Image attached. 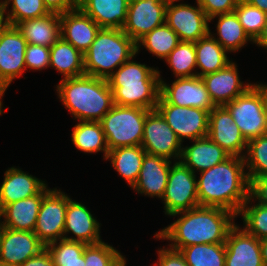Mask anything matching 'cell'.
<instances>
[{"instance_id": "603a6c76", "label": "cell", "mask_w": 267, "mask_h": 266, "mask_svg": "<svg viewBox=\"0 0 267 266\" xmlns=\"http://www.w3.org/2000/svg\"><path fill=\"white\" fill-rule=\"evenodd\" d=\"M46 185L37 195L12 202L0 211L1 226L18 231H34L44 195L50 190Z\"/></svg>"}, {"instance_id": "7a4b0ae2", "label": "cell", "mask_w": 267, "mask_h": 266, "mask_svg": "<svg viewBox=\"0 0 267 266\" xmlns=\"http://www.w3.org/2000/svg\"><path fill=\"white\" fill-rule=\"evenodd\" d=\"M245 168L243 157L230 156L200 172L197 179L199 205L224 208L238 217L249 198L250 182Z\"/></svg>"}, {"instance_id": "1f68e13d", "label": "cell", "mask_w": 267, "mask_h": 266, "mask_svg": "<svg viewBox=\"0 0 267 266\" xmlns=\"http://www.w3.org/2000/svg\"><path fill=\"white\" fill-rule=\"evenodd\" d=\"M71 141L79 151L92 154L102 152L104 159L109 152L100 121H79L73 127Z\"/></svg>"}, {"instance_id": "db71d44e", "label": "cell", "mask_w": 267, "mask_h": 266, "mask_svg": "<svg viewBox=\"0 0 267 266\" xmlns=\"http://www.w3.org/2000/svg\"><path fill=\"white\" fill-rule=\"evenodd\" d=\"M264 103H265V113H266V120H267V84H264Z\"/></svg>"}, {"instance_id": "7402d4cb", "label": "cell", "mask_w": 267, "mask_h": 266, "mask_svg": "<svg viewBox=\"0 0 267 266\" xmlns=\"http://www.w3.org/2000/svg\"><path fill=\"white\" fill-rule=\"evenodd\" d=\"M171 165L169 159L145 153L139 177L132 189L138 194L162 199Z\"/></svg>"}, {"instance_id": "5b68a950", "label": "cell", "mask_w": 267, "mask_h": 266, "mask_svg": "<svg viewBox=\"0 0 267 266\" xmlns=\"http://www.w3.org/2000/svg\"><path fill=\"white\" fill-rule=\"evenodd\" d=\"M136 56V43L122 29L101 28L83 54L86 75L107 79Z\"/></svg>"}, {"instance_id": "c3c4849f", "label": "cell", "mask_w": 267, "mask_h": 266, "mask_svg": "<svg viewBox=\"0 0 267 266\" xmlns=\"http://www.w3.org/2000/svg\"><path fill=\"white\" fill-rule=\"evenodd\" d=\"M253 43L259 47H264L263 49L267 50V19L266 23L263 26L262 32Z\"/></svg>"}, {"instance_id": "9a60e30c", "label": "cell", "mask_w": 267, "mask_h": 266, "mask_svg": "<svg viewBox=\"0 0 267 266\" xmlns=\"http://www.w3.org/2000/svg\"><path fill=\"white\" fill-rule=\"evenodd\" d=\"M168 0H130L123 32L135 43L165 24Z\"/></svg>"}, {"instance_id": "d590c367", "label": "cell", "mask_w": 267, "mask_h": 266, "mask_svg": "<svg viewBox=\"0 0 267 266\" xmlns=\"http://www.w3.org/2000/svg\"><path fill=\"white\" fill-rule=\"evenodd\" d=\"M58 241L45 246L52 257L54 266H85L83 252L88 244L66 239Z\"/></svg>"}, {"instance_id": "60d3db41", "label": "cell", "mask_w": 267, "mask_h": 266, "mask_svg": "<svg viewBox=\"0 0 267 266\" xmlns=\"http://www.w3.org/2000/svg\"><path fill=\"white\" fill-rule=\"evenodd\" d=\"M234 12L243 26L245 33L254 42L262 32L263 26L266 23L267 14L245 0H239Z\"/></svg>"}, {"instance_id": "681fc988", "label": "cell", "mask_w": 267, "mask_h": 266, "mask_svg": "<svg viewBox=\"0 0 267 266\" xmlns=\"http://www.w3.org/2000/svg\"><path fill=\"white\" fill-rule=\"evenodd\" d=\"M267 14V0H245Z\"/></svg>"}, {"instance_id": "b9f144b4", "label": "cell", "mask_w": 267, "mask_h": 266, "mask_svg": "<svg viewBox=\"0 0 267 266\" xmlns=\"http://www.w3.org/2000/svg\"><path fill=\"white\" fill-rule=\"evenodd\" d=\"M50 63V48L40 45L27 44L25 50L26 69L43 70L48 69Z\"/></svg>"}, {"instance_id": "f1b7e54d", "label": "cell", "mask_w": 267, "mask_h": 266, "mask_svg": "<svg viewBox=\"0 0 267 266\" xmlns=\"http://www.w3.org/2000/svg\"><path fill=\"white\" fill-rule=\"evenodd\" d=\"M197 76L202 77L226 67L232 62L227 57L228 52L208 33L195 42Z\"/></svg>"}, {"instance_id": "277c9868", "label": "cell", "mask_w": 267, "mask_h": 266, "mask_svg": "<svg viewBox=\"0 0 267 266\" xmlns=\"http://www.w3.org/2000/svg\"><path fill=\"white\" fill-rule=\"evenodd\" d=\"M132 59L107 78L114 104L154 110L160 96L158 69Z\"/></svg>"}, {"instance_id": "cb8c5ba5", "label": "cell", "mask_w": 267, "mask_h": 266, "mask_svg": "<svg viewBox=\"0 0 267 266\" xmlns=\"http://www.w3.org/2000/svg\"><path fill=\"white\" fill-rule=\"evenodd\" d=\"M46 185L45 181L15 166L7 169L0 186V211L12 202L37 195Z\"/></svg>"}, {"instance_id": "8d00e7d4", "label": "cell", "mask_w": 267, "mask_h": 266, "mask_svg": "<svg viewBox=\"0 0 267 266\" xmlns=\"http://www.w3.org/2000/svg\"><path fill=\"white\" fill-rule=\"evenodd\" d=\"M164 60L176 78L197 76L195 42L180 41Z\"/></svg>"}, {"instance_id": "f5cc1de1", "label": "cell", "mask_w": 267, "mask_h": 266, "mask_svg": "<svg viewBox=\"0 0 267 266\" xmlns=\"http://www.w3.org/2000/svg\"><path fill=\"white\" fill-rule=\"evenodd\" d=\"M5 91H6L5 88L0 87V115L5 113L4 111L6 110V109H3V104H2V102H3L2 98H3V95L5 94Z\"/></svg>"}, {"instance_id": "bcb514c9", "label": "cell", "mask_w": 267, "mask_h": 266, "mask_svg": "<svg viewBox=\"0 0 267 266\" xmlns=\"http://www.w3.org/2000/svg\"><path fill=\"white\" fill-rule=\"evenodd\" d=\"M49 12L62 14L78 7V0H42Z\"/></svg>"}, {"instance_id": "ba28073f", "label": "cell", "mask_w": 267, "mask_h": 266, "mask_svg": "<svg viewBox=\"0 0 267 266\" xmlns=\"http://www.w3.org/2000/svg\"><path fill=\"white\" fill-rule=\"evenodd\" d=\"M165 214L172 215L198 207L197 177L180 161L171 165L168 182L161 199Z\"/></svg>"}, {"instance_id": "30bf717a", "label": "cell", "mask_w": 267, "mask_h": 266, "mask_svg": "<svg viewBox=\"0 0 267 266\" xmlns=\"http://www.w3.org/2000/svg\"><path fill=\"white\" fill-rule=\"evenodd\" d=\"M156 109L183 143L208 135L209 111L194 107H179L167 103L161 96Z\"/></svg>"}, {"instance_id": "484cf974", "label": "cell", "mask_w": 267, "mask_h": 266, "mask_svg": "<svg viewBox=\"0 0 267 266\" xmlns=\"http://www.w3.org/2000/svg\"><path fill=\"white\" fill-rule=\"evenodd\" d=\"M130 0H78V7L101 28L122 29Z\"/></svg>"}, {"instance_id": "d4e9b609", "label": "cell", "mask_w": 267, "mask_h": 266, "mask_svg": "<svg viewBox=\"0 0 267 266\" xmlns=\"http://www.w3.org/2000/svg\"><path fill=\"white\" fill-rule=\"evenodd\" d=\"M191 146L182 147L180 162L193 173L208 170L222 163L230 155L208 136L192 140Z\"/></svg>"}, {"instance_id": "6da1fadb", "label": "cell", "mask_w": 267, "mask_h": 266, "mask_svg": "<svg viewBox=\"0 0 267 266\" xmlns=\"http://www.w3.org/2000/svg\"><path fill=\"white\" fill-rule=\"evenodd\" d=\"M177 220L155 233V238L169 240V248L179 251L195 244L225 243L237 217L220 207L198 206L170 216Z\"/></svg>"}, {"instance_id": "4fadbf2b", "label": "cell", "mask_w": 267, "mask_h": 266, "mask_svg": "<svg viewBox=\"0 0 267 266\" xmlns=\"http://www.w3.org/2000/svg\"><path fill=\"white\" fill-rule=\"evenodd\" d=\"M27 41L17 26L6 24L0 32V87L7 89L20 78L25 66Z\"/></svg>"}, {"instance_id": "e0dca14e", "label": "cell", "mask_w": 267, "mask_h": 266, "mask_svg": "<svg viewBox=\"0 0 267 266\" xmlns=\"http://www.w3.org/2000/svg\"><path fill=\"white\" fill-rule=\"evenodd\" d=\"M44 248L45 245L32 231L5 227L0 230V265L19 266Z\"/></svg>"}, {"instance_id": "8992f818", "label": "cell", "mask_w": 267, "mask_h": 266, "mask_svg": "<svg viewBox=\"0 0 267 266\" xmlns=\"http://www.w3.org/2000/svg\"><path fill=\"white\" fill-rule=\"evenodd\" d=\"M149 110L135 106H114L100 120L109 150L141 146Z\"/></svg>"}, {"instance_id": "7dc6e473", "label": "cell", "mask_w": 267, "mask_h": 266, "mask_svg": "<svg viewBox=\"0 0 267 266\" xmlns=\"http://www.w3.org/2000/svg\"><path fill=\"white\" fill-rule=\"evenodd\" d=\"M19 266H54V264L49 251L45 247L37 255L29 258Z\"/></svg>"}, {"instance_id": "4316f807", "label": "cell", "mask_w": 267, "mask_h": 266, "mask_svg": "<svg viewBox=\"0 0 267 266\" xmlns=\"http://www.w3.org/2000/svg\"><path fill=\"white\" fill-rule=\"evenodd\" d=\"M16 26L27 44L50 48L61 37L60 14L54 12L40 18L24 20Z\"/></svg>"}, {"instance_id": "e575fe53", "label": "cell", "mask_w": 267, "mask_h": 266, "mask_svg": "<svg viewBox=\"0 0 267 266\" xmlns=\"http://www.w3.org/2000/svg\"><path fill=\"white\" fill-rule=\"evenodd\" d=\"M9 5H12L10 10L7 9ZM0 7L6 13L4 16L7 24L14 26L24 20L40 18L50 13L42 0H0Z\"/></svg>"}, {"instance_id": "44dd1931", "label": "cell", "mask_w": 267, "mask_h": 266, "mask_svg": "<svg viewBox=\"0 0 267 266\" xmlns=\"http://www.w3.org/2000/svg\"><path fill=\"white\" fill-rule=\"evenodd\" d=\"M61 37L84 54L101 27L79 7L60 14Z\"/></svg>"}, {"instance_id": "ffe728a7", "label": "cell", "mask_w": 267, "mask_h": 266, "mask_svg": "<svg viewBox=\"0 0 267 266\" xmlns=\"http://www.w3.org/2000/svg\"><path fill=\"white\" fill-rule=\"evenodd\" d=\"M69 233L75 236L68 237L67 234ZM63 239L86 244L102 242L100 223L84 204L71 198L68 201L66 210Z\"/></svg>"}, {"instance_id": "2e32d148", "label": "cell", "mask_w": 267, "mask_h": 266, "mask_svg": "<svg viewBox=\"0 0 267 266\" xmlns=\"http://www.w3.org/2000/svg\"><path fill=\"white\" fill-rule=\"evenodd\" d=\"M207 136L230 156L244 157L247 141L224 106H215L209 112Z\"/></svg>"}, {"instance_id": "5bb4252c", "label": "cell", "mask_w": 267, "mask_h": 266, "mask_svg": "<svg viewBox=\"0 0 267 266\" xmlns=\"http://www.w3.org/2000/svg\"><path fill=\"white\" fill-rule=\"evenodd\" d=\"M160 96L169 104L211 111L213 104L201 77L176 78L172 84L163 81L160 71ZM171 85V86H170Z\"/></svg>"}, {"instance_id": "7c38bea8", "label": "cell", "mask_w": 267, "mask_h": 266, "mask_svg": "<svg viewBox=\"0 0 267 266\" xmlns=\"http://www.w3.org/2000/svg\"><path fill=\"white\" fill-rule=\"evenodd\" d=\"M168 1L165 23L173 29L181 42H197L210 30L209 19L197 1L196 6Z\"/></svg>"}, {"instance_id": "ee69618b", "label": "cell", "mask_w": 267, "mask_h": 266, "mask_svg": "<svg viewBox=\"0 0 267 266\" xmlns=\"http://www.w3.org/2000/svg\"><path fill=\"white\" fill-rule=\"evenodd\" d=\"M158 251V262L154 266H188L180 251L163 247Z\"/></svg>"}, {"instance_id": "9c48e42d", "label": "cell", "mask_w": 267, "mask_h": 266, "mask_svg": "<svg viewBox=\"0 0 267 266\" xmlns=\"http://www.w3.org/2000/svg\"><path fill=\"white\" fill-rule=\"evenodd\" d=\"M141 146L148 154L178 162L184 145L160 112L154 109L147 112Z\"/></svg>"}, {"instance_id": "3957f363", "label": "cell", "mask_w": 267, "mask_h": 266, "mask_svg": "<svg viewBox=\"0 0 267 266\" xmlns=\"http://www.w3.org/2000/svg\"><path fill=\"white\" fill-rule=\"evenodd\" d=\"M56 86L58 98L78 121H100L114 106L107 79L84 74L61 79Z\"/></svg>"}, {"instance_id": "4dcf8cb0", "label": "cell", "mask_w": 267, "mask_h": 266, "mask_svg": "<svg viewBox=\"0 0 267 266\" xmlns=\"http://www.w3.org/2000/svg\"><path fill=\"white\" fill-rule=\"evenodd\" d=\"M216 20V28H217V38L216 34H212L211 30L209 33L211 35H215L214 39L228 52H236L240 50L242 47L246 46L245 44L253 41L249 38V36L245 33L243 26L239 22V19L235 12L225 13L221 15H217L212 17L209 22Z\"/></svg>"}, {"instance_id": "ab89813d", "label": "cell", "mask_w": 267, "mask_h": 266, "mask_svg": "<svg viewBox=\"0 0 267 266\" xmlns=\"http://www.w3.org/2000/svg\"><path fill=\"white\" fill-rule=\"evenodd\" d=\"M85 266H125V257L112 245L100 242L88 244L83 252Z\"/></svg>"}, {"instance_id": "d6986e66", "label": "cell", "mask_w": 267, "mask_h": 266, "mask_svg": "<svg viewBox=\"0 0 267 266\" xmlns=\"http://www.w3.org/2000/svg\"><path fill=\"white\" fill-rule=\"evenodd\" d=\"M225 266H264L260 240L235 224L228 232Z\"/></svg>"}, {"instance_id": "8fae6325", "label": "cell", "mask_w": 267, "mask_h": 266, "mask_svg": "<svg viewBox=\"0 0 267 266\" xmlns=\"http://www.w3.org/2000/svg\"><path fill=\"white\" fill-rule=\"evenodd\" d=\"M69 199L70 196L57 188L44 195L33 232L45 246L63 239Z\"/></svg>"}, {"instance_id": "7bdbcfd3", "label": "cell", "mask_w": 267, "mask_h": 266, "mask_svg": "<svg viewBox=\"0 0 267 266\" xmlns=\"http://www.w3.org/2000/svg\"><path fill=\"white\" fill-rule=\"evenodd\" d=\"M210 20L212 17L234 12L239 0H196Z\"/></svg>"}, {"instance_id": "f6af8a7d", "label": "cell", "mask_w": 267, "mask_h": 266, "mask_svg": "<svg viewBox=\"0 0 267 266\" xmlns=\"http://www.w3.org/2000/svg\"><path fill=\"white\" fill-rule=\"evenodd\" d=\"M249 196L253 202L267 206V175L255 177L250 181Z\"/></svg>"}, {"instance_id": "d6a6232c", "label": "cell", "mask_w": 267, "mask_h": 266, "mask_svg": "<svg viewBox=\"0 0 267 266\" xmlns=\"http://www.w3.org/2000/svg\"><path fill=\"white\" fill-rule=\"evenodd\" d=\"M179 43L176 32L165 23L154 28L136 42V54L143 46L149 53L164 60Z\"/></svg>"}, {"instance_id": "52a82bcc", "label": "cell", "mask_w": 267, "mask_h": 266, "mask_svg": "<svg viewBox=\"0 0 267 266\" xmlns=\"http://www.w3.org/2000/svg\"><path fill=\"white\" fill-rule=\"evenodd\" d=\"M224 107L233 117L246 141L267 134L263 83H254L245 93Z\"/></svg>"}, {"instance_id": "816d5d0a", "label": "cell", "mask_w": 267, "mask_h": 266, "mask_svg": "<svg viewBox=\"0 0 267 266\" xmlns=\"http://www.w3.org/2000/svg\"><path fill=\"white\" fill-rule=\"evenodd\" d=\"M5 14L2 12L1 7H0V32L2 29L6 26V17L4 16Z\"/></svg>"}, {"instance_id": "74e56055", "label": "cell", "mask_w": 267, "mask_h": 266, "mask_svg": "<svg viewBox=\"0 0 267 266\" xmlns=\"http://www.w3.org/2000/svg\"><path fill=\"white\" fill-rule=\"evenodd\" d=\"M244 164L249 182L267 175V134L247 141Z\"/></svg>"}, {"instance_id": "ac0fdd59", "label": "cell", "mask_w": 267, "mask_h": 266, "mask_svg": "<svg viewBox=\"0 0 267 266\" xmlns=\"http://www.w3.org/2000/svg\"><path fill=\"white\" fill-rule=\"evenodd\" d=\"M237 67L232 61L219 71L201 77L215 106H224L254 85L241 81Z\"/></svg>"}, {"instance_id": "f546056e", "label": "cell", "mask_w": 267, "mask_h": 266, "mask_svg": "<svg viewBox=\"0 0 267 266\" xmlns=\"http://www.w3.org/2000/svg\"><path fill=\"white\" fill-rule=\"evenodd\" d=\"M142 146H126L109 150L105 160H110L113 169L132 188L136 183L145 156Z\"/></svg>"}, {"instance_id": "f907efd6", "label": "cell", "mask_w": 267, "mask_h": 266, "mask_svg": "<svg viewBox=\"0 0 267 266\" xmlns=\"http://www.w3.org/2000/svg\"><path fill=\"white\" fill-rule=\"evenodd\" d=\"M260 247L264 266H267V238L260 240Z\"/></svg>"}, {"instance_id": "83f0119b", "label": "cell", "mask_w": 267, "mask_h": 266, "mask_svg": "<svg viewBox=\"0 0 267 266\" xmlns=\"http://www.w3.org/2000/svg\"><path fill=\"white\" fill-rule=\"evenodd\" d=\"M49 67L61 73L63 79L85 74L83 54L62 37L50 47Z\"/></svg>"}, {"instance_id": "f35d334b", "label": "cell", "mask_w": 267, "mask_h": 266, "mask_svg": "<svg viewBox=\"0 0 267 266\" xmlns=\"http://www.w3.org/2000/svg\"><path fill=\"white\" fill-rule=\"evenodd\" d=\"M252 202V198L249 196L238 216H242L244 225L242 228L261 240L267 238V206L258 203L252 205Z\"/></svg>"}, {"instance_id": "836d02e7", "label": "cell", "mask_w": 267, "mask_h": 266, "mask_svg": "<svg viewBox=\"0 0 267 266\" xmlns=\"http://www.w3.org/2000/svg\"><path fill=\"white\" fill-rule=\"evenodd\" d=\"M179 251L188 266H225V243L195 244Z\"/></svg>"}]
</instances>
